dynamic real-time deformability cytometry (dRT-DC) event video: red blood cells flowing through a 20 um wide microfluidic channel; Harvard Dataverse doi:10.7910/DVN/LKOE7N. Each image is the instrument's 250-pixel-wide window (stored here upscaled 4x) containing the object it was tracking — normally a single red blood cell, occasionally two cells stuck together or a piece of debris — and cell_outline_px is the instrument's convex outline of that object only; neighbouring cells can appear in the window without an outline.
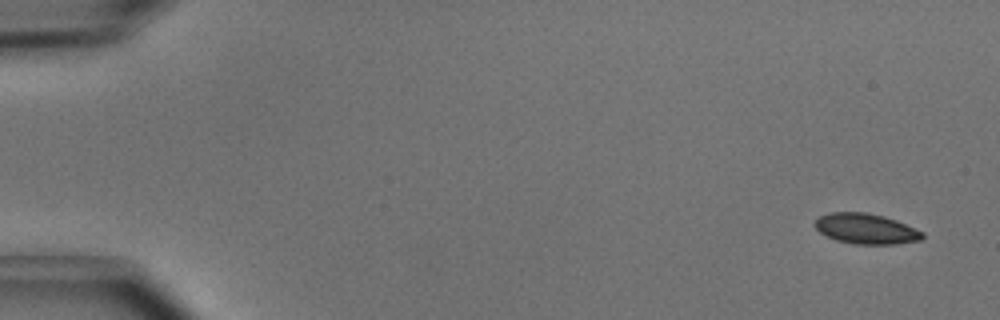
{"species": "common noctule bat (a hibernating species)", "species_latin": "Nyctalus noctula", "temperature_condition": "cold", "stored_images_in_passage": 5, "camera_frame_rate_fps": 3000, "um_per_image_px": 0.085, "animal": {"sex": "male", "body_mass_g": 15.6}, "frame": {"image": 1, "passage_image": 1, "time_ms": 0.0, "image_size_px": [1000, 320], "cell_outline_px": [[924, 236], [920, 240], [896, 244], [856, 244], [836, 240], [820, 232], [812, 224], [820, 216], [828, 212], [868, 212], [884, 216], [896, 220], [924, 232]], "centroid_in_image_um": [73.6, 19.43], "position_along_channel_um": 11.4, "area_um2": 19.07}}
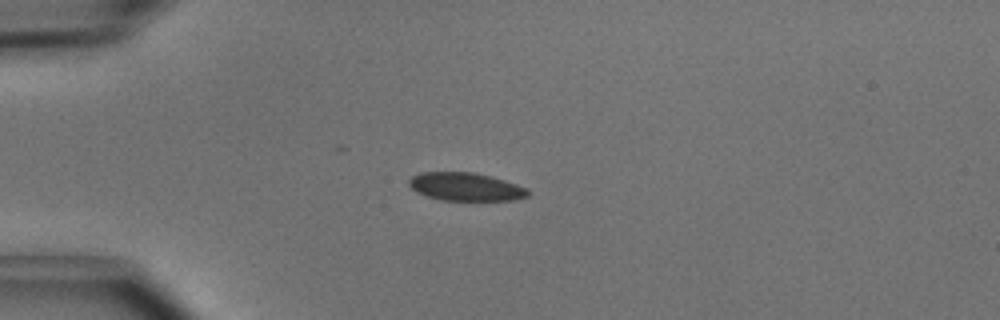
{"frame": {"image": 2, "passage_image": 4, "time_ms": 1.0, "image_size_px": [1000, 320], "cell_outline_px": [[528, 196], [512, 200], [440, 200], [416, 192], [408, 184], [408, 180], [412, 176], [420, 172], [472, 172], [492, 176], [528, 188]], "centroid_in_image_um": [39.56, 15.87], "position_along_channel_um": 45.4, "area_um2": 19.48}}